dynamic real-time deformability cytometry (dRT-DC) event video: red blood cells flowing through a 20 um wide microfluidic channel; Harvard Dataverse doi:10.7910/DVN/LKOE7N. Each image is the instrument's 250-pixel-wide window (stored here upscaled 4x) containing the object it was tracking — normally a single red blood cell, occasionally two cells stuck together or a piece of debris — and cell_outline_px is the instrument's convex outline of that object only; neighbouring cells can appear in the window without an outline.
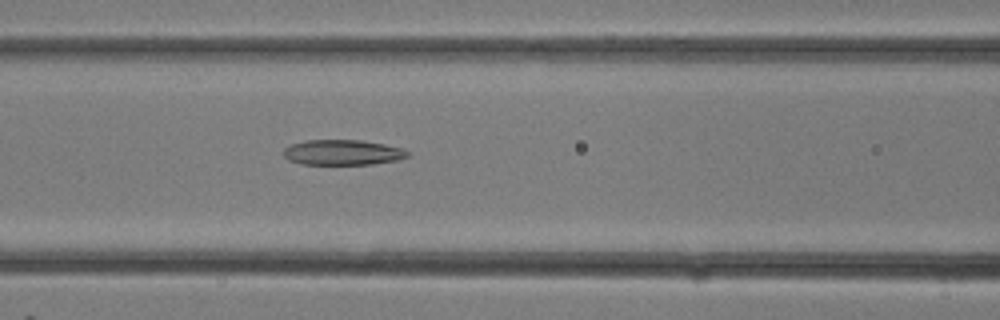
{"species": "common noctule bat (a hibernating species)", "species_latin": "Nyctalus noctula", "temperature_condition": "room temperature", "stored_images_in_passage": 9, "camera_frame_rate_fps": 3000, "um_per_image_px": 0.085, "animal": {"sex": "female"}, "frame": {"image": 1, "passage_image": 9, "time_ms": 2.667, "image_size_px": [1000, 320], "cell_outline_px": [[412, 152], [408, 156], [400, 160], [372, 164], [300, 164], [288, 160], [284, 156], [284, 148], [292, 144], [304, 140], [360, 140], [384, 144], [400, 148]], "centroid_in_image_um": [29.14, 12.96], "position_along_channel_um": 137.5, "area_um2": 18.38}}